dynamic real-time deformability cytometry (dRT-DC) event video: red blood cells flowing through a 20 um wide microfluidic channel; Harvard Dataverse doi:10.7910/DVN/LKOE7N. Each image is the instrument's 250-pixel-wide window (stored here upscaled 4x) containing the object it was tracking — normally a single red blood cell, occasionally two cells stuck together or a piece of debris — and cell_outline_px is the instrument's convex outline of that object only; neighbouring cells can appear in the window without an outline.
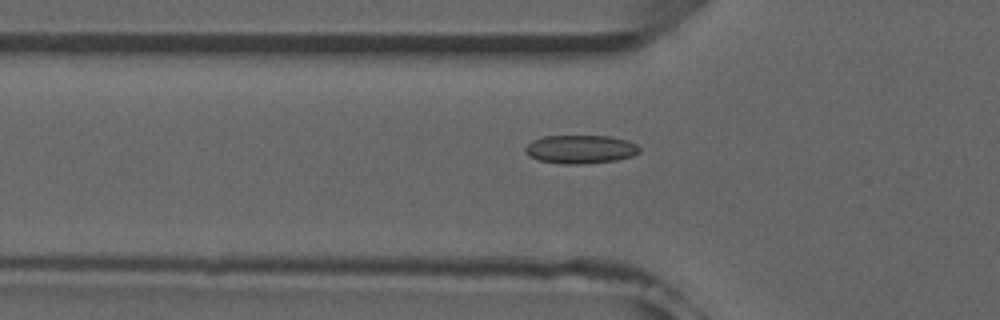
{"species": "common noctule bat (a hibernating species)", "species_latin": "Nyctalus noctula", "temperature_condition": "room temperature", "stored_images_in_passage": 52, "camera_frame_rate_fps": 3000, "um_per_image_px": 0.085, "animal": {"sex": "male", "forearm_length_mm": 52.5}, "frame": {"image": 1, "passage_image": 17, "time_ms": 5.333, "image_size_px": [1000, 320], "cell_outline_px": [[640, 152], [632, 156], [616, 160], [584, 164], [564, 164], [536, 160], [528, 156], [524, 152], [524, 148], [532, 140], [544, 136], [608, 136], [628, 140], [636, 144], [640, 148]], "centroid_in_image_um": [49.31, 12.69], "position_along_channel_um": 76.5, "area_um2": 19.13}}
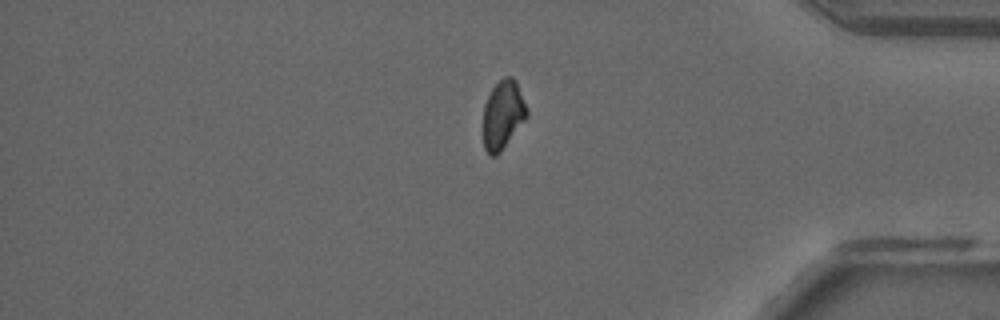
{"frame": {"image": 2, "passage_image": 43, "time_ms": 14.0, "image_size_px": [1000, 320], "cell_outline_px": [[528, 116], [500, 152], [496, 156], [492, 156], [484, 148], [484, 104], [492, 88], [504, 76], [512, 76], [516, 80], [528, 108]], "centroid_in_image_um": [42.77, 9.72], "position_along_channel_um": 392.4, "area_um2": 17.4}}
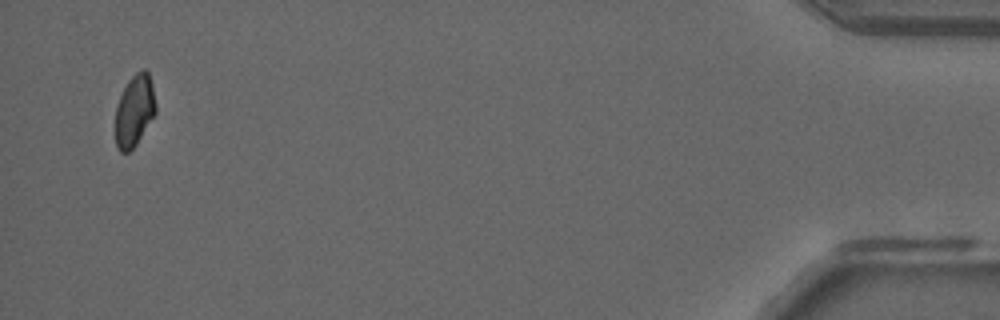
{"frame": {"image": 3, "passage_image": 50, "time_ms": 16.333, "image_size_px": [1000, 320], "cell_outline_px": [[156, 112], [136, 144], [128, 152], [120, 152], [116, 144], [116, 104], [128, 80], [140, 68], [144, 68], [148, 72], [152, 84], [156, 104]], "centroid_in_image_um": [11.43, 9.36], "position_along_channel_um": 423.8, "area_um2": 16.76}, "authors_computed_cell_mechanics": {"area_um2": 18.1781, "velocity_mm_per_s": 3.9397, "shape_relaxation_time_tau1_ms": null, "shape_relaxation_time_tau2_ms": 2.3589, "deformation_change_tau1": null, "deformation_change_tau2": 0.0659}}